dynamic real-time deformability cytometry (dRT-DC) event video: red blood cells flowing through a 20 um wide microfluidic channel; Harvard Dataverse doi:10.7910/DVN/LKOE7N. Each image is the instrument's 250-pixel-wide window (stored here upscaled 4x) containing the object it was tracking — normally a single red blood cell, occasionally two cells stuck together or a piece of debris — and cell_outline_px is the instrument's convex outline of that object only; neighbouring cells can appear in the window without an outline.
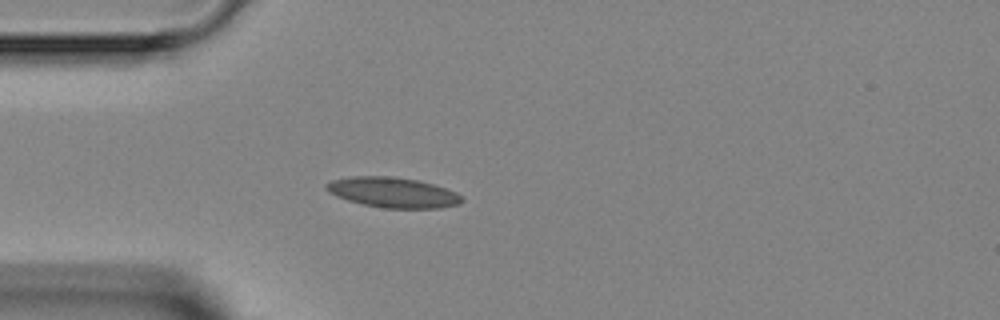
{"species": "Egyptian fruit bat (a non-hibernating species)", "species_latin": "Rousettus aegyptiacus", "temperature_condition": "room temperature", "stored_images_in_passage": 3, "camera_frame_rate_fps": 3000, "um_per_image_px": 0.085, "animal": {"sex": "female"}, "frame": {"image": 1, "passage_image": 3, "time_ms": 2.333, "image_size_px": [1000, 320], "cell_outline_px": [[464, 200], [460, 204], [440, 208], [384, 208], [364, 204], [348, 200], [336, 196], [328, 192], [324, 188], [324, 184], [332, 180], [356, 176], [392, 176], [416, 180], [432, 184], [456, 192]], "centroid_in_image_um": [33.38, 16.36], "position_along_channel_um": 51.6, "area_um2": 23.76}}